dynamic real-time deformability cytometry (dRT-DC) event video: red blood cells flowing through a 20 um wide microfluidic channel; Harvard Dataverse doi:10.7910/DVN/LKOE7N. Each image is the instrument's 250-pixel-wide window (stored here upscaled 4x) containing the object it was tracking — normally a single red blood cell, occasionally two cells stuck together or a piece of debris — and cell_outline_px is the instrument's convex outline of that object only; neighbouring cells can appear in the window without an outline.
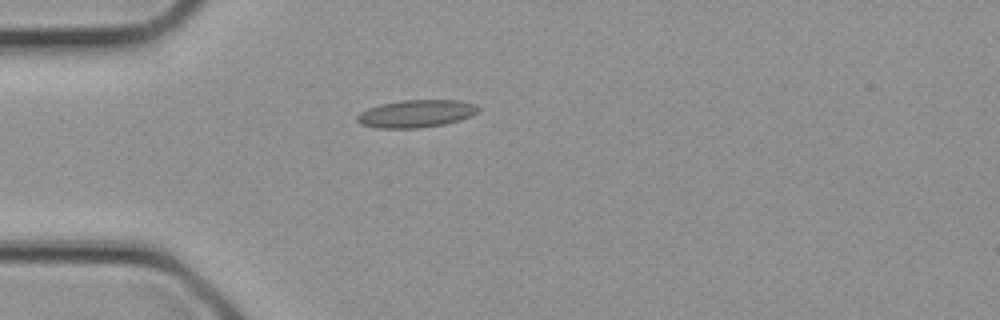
{"species": "common noctule bat (a hibernating species)", "species_latin": "Nyctalus noctula", "temperature_condition": "cold", "stored_images_in_passage": 2, "camera_frame_rate_fps": 3000, "um_per_image_px": 0.085, "animal": {"sex": "female", "body_mass_g": 21.9}, "frame": {"image": 1, "passage_image": 2, "time_ms": 0.333, "image_size_px": [1000, 320], "cell_outline_px": [[480, 108], [472, 116], [460, 120], [444, 124], [420, 128], [376, 128], [360, 124], [356, 120], [356, 116], [360, 112], [368, 108], [380, 104], [400, 100], [460, 100], [476, 104]], "centroid_in_image_um": [35.36, 9.66], "position_along_channel_um": 49.6, "area_um2": 19.65}}